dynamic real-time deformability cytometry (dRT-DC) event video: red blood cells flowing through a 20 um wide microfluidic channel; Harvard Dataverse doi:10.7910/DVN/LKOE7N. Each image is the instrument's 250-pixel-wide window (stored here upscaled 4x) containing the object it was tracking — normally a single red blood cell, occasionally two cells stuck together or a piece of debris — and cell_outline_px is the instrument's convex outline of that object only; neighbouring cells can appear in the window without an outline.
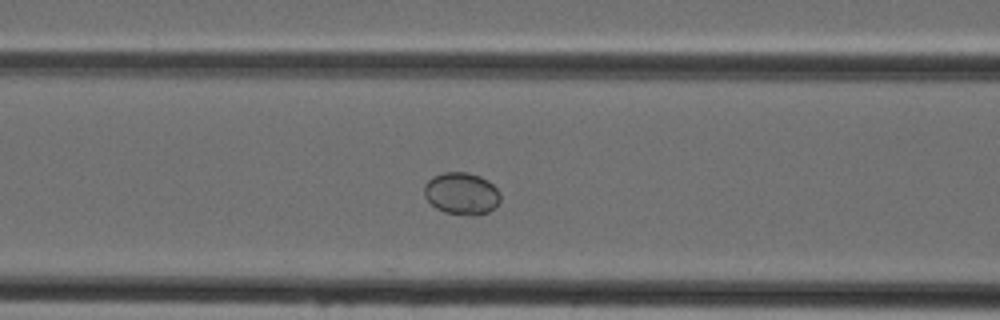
{"species": "Egyptian fruit bat (a non-hibernating species)", "species_latin": "Rousettus aegyptiacus", "temperature_condition": "cold", "stored_images_in_passage": 47, "camera_frame_rate_fps": 3000, "um_per_image_px": 0.085, "animal": {"sex": "female"}, "frame": {"image": 1, "passage_image": 18, "time_ms": 5.667, "image_size_px": [1000, 320], "cell_outline_px": [[500, 200], [488, 212], [476, 216], [472, 216], [444, 212], [436, 208], [424, 196], [424, 184], [432, 176], [444, 172], [468, 172], [480, 176], [488, 180], [500, 192]], "centroid_in_image_um": [39.22, 16.44], "position_along_channel_um": 127.4, "area_um2": 18.79}}
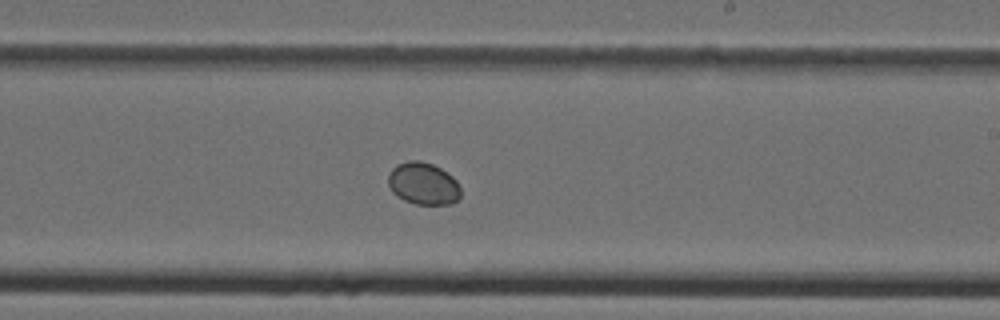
{"frame": {"image": 2, "passage_image": 27, "time_ms": 8.667, "image_size_px": [1000, 320], "cell_outline_px": [[460, 196], [452, 204], [416, 204], [404, 200], [396, 196], [392, 192], [388, 184], [388, 172], [396, 164], [408, 160], [420, 160], [432, 164], [440, 168], [452, 176], [456, 180], [460, 188]], "centroid_in_image_um": [35.94, 15.59], "position_along_channel_um": 253.1, "area_um2": 17.98}}
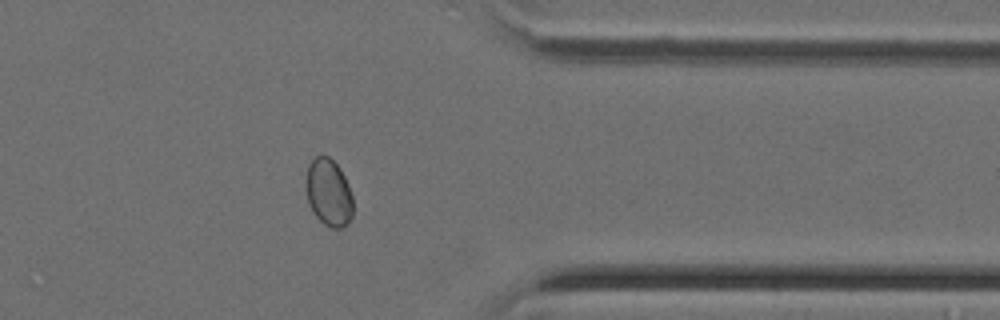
{"frame": {"image": 3, "passage_image": 37, "time_ms": 12.0, "image_size_px": [1000, 320], "cell_outline_px": [[352, 216], [348, 224], [340, 228], [332, 228], [324, 224], [312, 212], [308, 204], [308, 164], [316, 156], [328, 156], [340, 168], [348, 184], [352, 196]], "centroid_in_image_um": [27.96, 16.39], "position_along_channel_um": 383.4, "area_um2": 18.09}}